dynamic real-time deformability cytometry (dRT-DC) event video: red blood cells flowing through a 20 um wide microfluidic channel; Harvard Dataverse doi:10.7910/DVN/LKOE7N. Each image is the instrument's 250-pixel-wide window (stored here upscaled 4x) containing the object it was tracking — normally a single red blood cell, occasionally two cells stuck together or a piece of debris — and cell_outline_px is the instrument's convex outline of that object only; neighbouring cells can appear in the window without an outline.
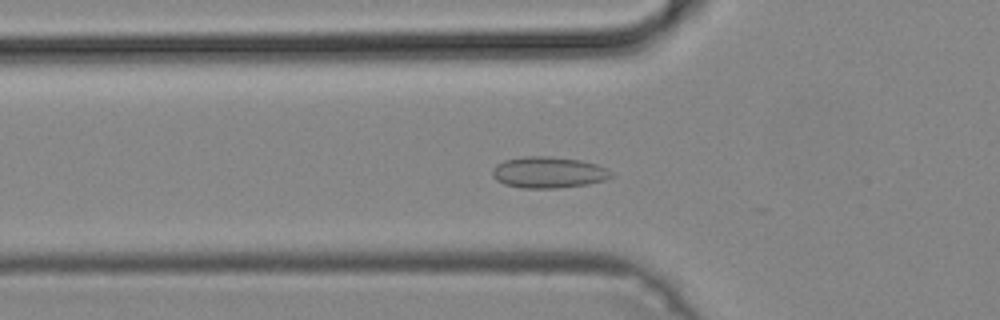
{"species": "common noctule bat (a hibernating species)", "species_latin": "Nyctalus noctula", "temperature_condition": "cold", "stored_images_in_passage": 47, "camera_frame_rate_fps": 3000, "um_per_image_px": 0.085, "animal": {"sex": "male", "body_mass_g": 19.2, "forearm_length_mm": 51.8}, "frame": {"image": 1, "passage_image": 14, "time_ms": 4.333, "image_size_px": [1000, 320], "cell_outline_px": [[612, 176], [604, 180], [588, 184], [556, 188], [520, 188], [504, 184], [496, 180], [492, 176], [492, 168], [496, 164], [504, 160], [524, 156], [548, 156], [580, 160], [596, 164], [608, 168]], "centroid_in_image_um": [46.58, 14.65], "position_along_channel_um": 79.2, "area_um2": 21.73}}
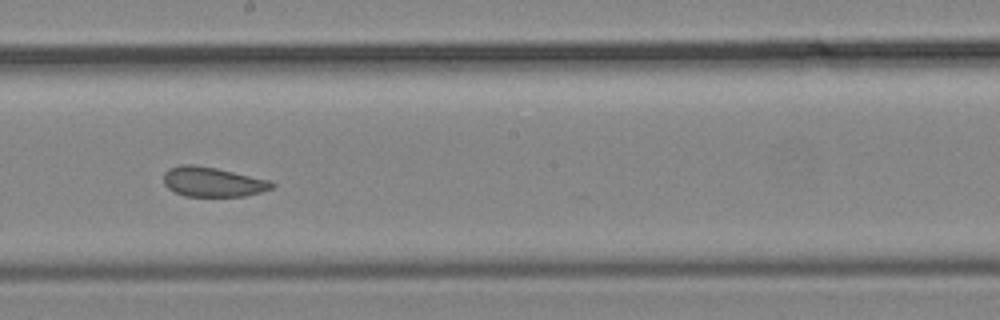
{"frame": {"image": 2, "passage_image": 25, "time_ms": 8.0, "image_size_px": [1000, 320], "cell_outline_px": [[276, 184], [272, 188], [260, 192], [244, 196], [184, 196], [168, 188], [164, 184], [164, 172], [168, 168], [180, 164], [192, 164], [216, 168], [268, 180]], "centroid_in_image_um": [18.04, 15.45], "position_along_channel_um": 230.2, "area_um2": 18.61}}
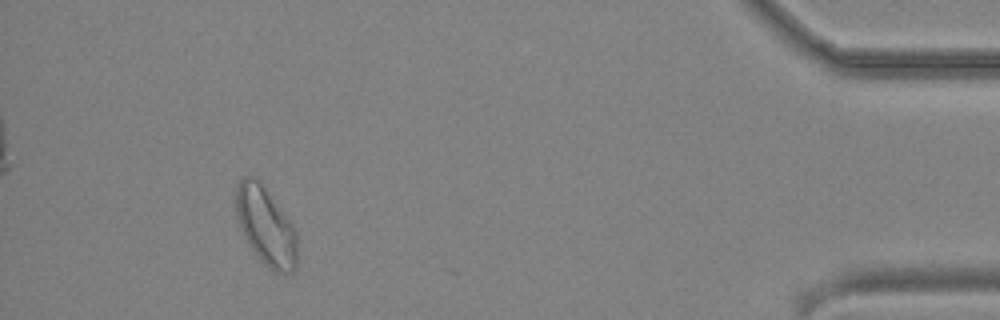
{"frame": {"image": 3, "passage_image": 43, "time_ms": 14.0, "image_size_px": [1000, 320], "cell_outline_px": [[296, 268], [292, 272], [276, 272], [268, 268], [264, 264], [252, 248], [244, 236], [240, 228], [236, 216], [236, 188], [240, 180], [244, 176], [256, 176], [292, 224], [296, 232]], "centroid_in_image_um": [22.58, 19.2], "position_along_channel_um": 412.6, "area_um2": 27.51}}